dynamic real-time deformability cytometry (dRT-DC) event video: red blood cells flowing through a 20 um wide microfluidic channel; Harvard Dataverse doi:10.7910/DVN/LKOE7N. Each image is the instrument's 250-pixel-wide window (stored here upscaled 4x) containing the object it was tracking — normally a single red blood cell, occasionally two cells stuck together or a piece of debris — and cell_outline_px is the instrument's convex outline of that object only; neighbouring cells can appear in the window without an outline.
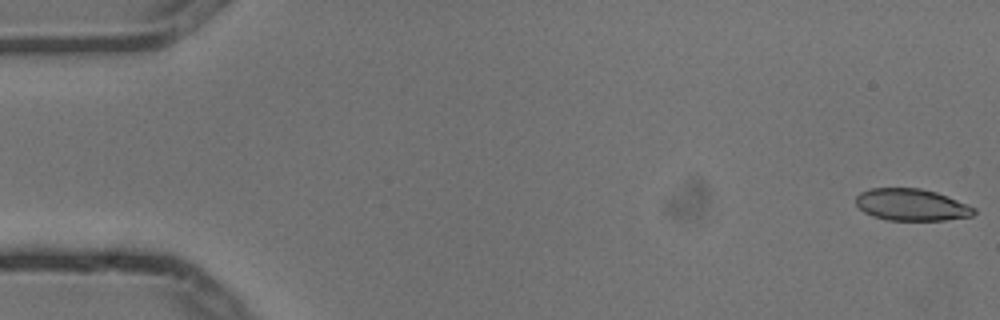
{"species": "common noctule bat (a hibernating species)", "species_latin": "Nyctalus noctula", "temperature_condition": "cold", "stored_images_in_passage": 6, "camera_frame_rate_fps": 3000, "um_per_image_px": 0.085, "animal": {"sex": "male", "body_mass_g": 13.3}, "frame": {"image": 1, "passage_image": 1, "time_ms": 0.0, "image_size_px": [1000, 320], "cell_outline_px": [[976, 212], [972, 216], [944, 220], [888, 220], [872, 216], [864, 212], [856, 204], [856, 196], [860, 192], [872, 188], [920, 188], [936, 192], [948, 196], [976, 208]], "centroid_in_image_um": [77.48, 17.4], "position_along_channel_um": 7.5, "area_um2": 21.96}}